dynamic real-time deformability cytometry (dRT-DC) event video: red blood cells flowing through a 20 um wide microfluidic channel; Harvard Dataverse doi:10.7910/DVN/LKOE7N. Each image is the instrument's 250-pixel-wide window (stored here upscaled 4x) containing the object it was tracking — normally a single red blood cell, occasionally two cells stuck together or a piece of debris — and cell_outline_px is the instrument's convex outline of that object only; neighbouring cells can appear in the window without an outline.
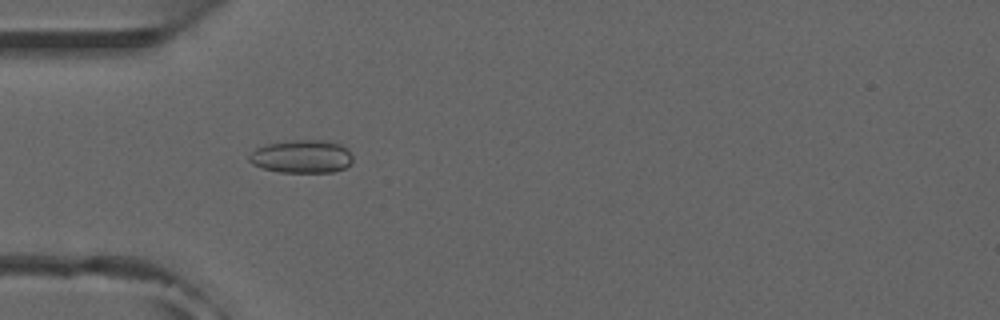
{"species": "common noctule bat (a hibernating species)", "species_latin": "Nyctalus noctula", "temperature_condition": "room temperature", "stored_images_in_passage": 51, "camera_frame_rate_fps": 3000, "um_per_image_px": 0.085, "animal": {"sex": "male", "forearm_length_mm": 52.5}, "frame": {"image": 1, "passage_image": 15, "time_ms": 4.667, "image_size_px": [1000, 320], "cell_outline_px": [[352, 164], [344, 168], [332, 172], [280, 172], [264, 168], [252, 164], [248, 160], [248, 156], [256, 148], [268, 144], [296, 140], [324, 140], [340, 144], [352, 156]], "centroid_in_image_um": [25.65, 13.31], "position_along_channel_um": 59.4, "area_um2": 19.77}}
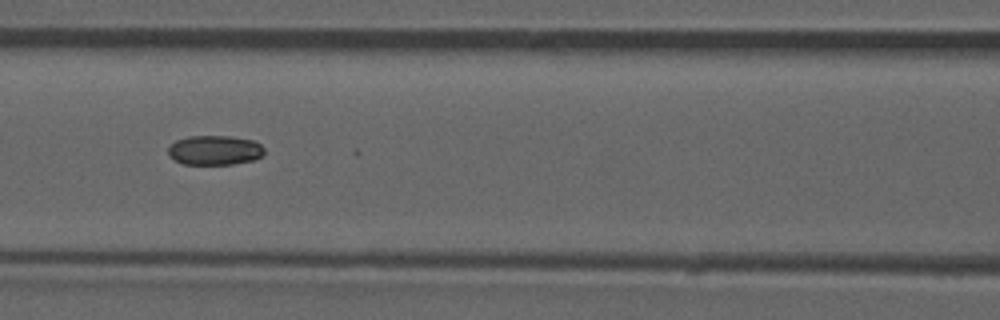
{"frame": {"image": 2, "passage_image": 22, "time_ms": 7.0, "image_size_px": [1000, 320], "cell_outline_px": [[264, 156], [252, 160], [232, 164], [184, 164], [168, 156], [168, 148], [176, 140], [188, 136], [232, 136], [252, 140], [260, 144], [264, 148]], "centroid_in_image_um": [18.26, 12.76], "position_along_channel_um": 148.3, "area_um2": 16.59}}